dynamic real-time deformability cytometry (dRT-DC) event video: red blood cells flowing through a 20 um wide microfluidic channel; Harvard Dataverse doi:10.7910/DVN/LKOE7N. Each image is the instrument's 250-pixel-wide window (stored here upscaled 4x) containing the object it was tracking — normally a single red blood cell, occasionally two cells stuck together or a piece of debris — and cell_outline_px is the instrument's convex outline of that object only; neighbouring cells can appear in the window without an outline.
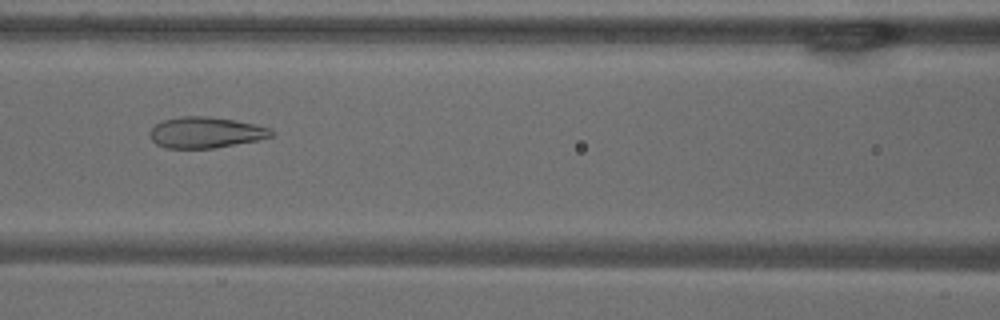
{"species": "common noctule bat (a hibernating species)", "species_latin": "Nyctalus noctula", "temperature_condition": "warm", "stored_images_in_passage": 53, "camera_frame_rate_fps": 3000, "um_per_image_px": 0.085, "animal": {"sex": "male", "body_mass_g": 18.8}, "frame": {"image": 1, "passage_image": 22, "time_ms": 7.0, "image_size_px": [1000, 320], "cell_outline_px": [[272, 136], [256, 140], [212, 148], [168, 148], [156, 144], [152, 140], [148, 132], [156, 124], [164, 120], [180, 116], [208, 116], [256, 124], [268, 128], [272, 132]], "centroid_in_image_um": [17.43, 11.25], "position_along_channel_um": 149.2, "area_um2": 21.62}}
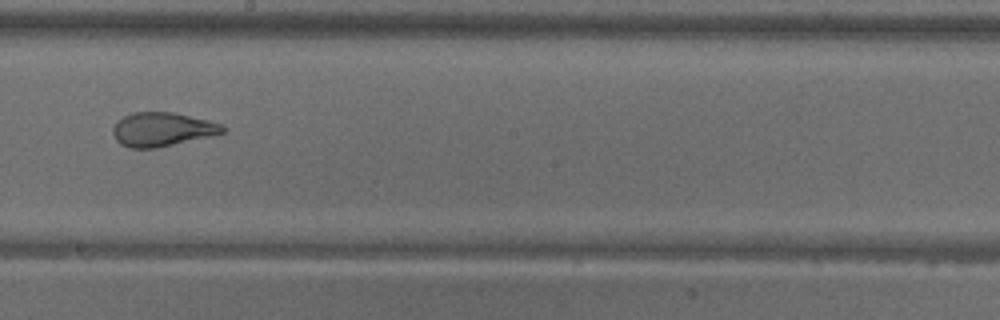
{"frame": {"image": 2, "passage_image": 29, "time_ms": 9.333, "image_size_px": [1000, 320], "cell_outline_px": [[228, 128], [224, 132], [208, 136], [156, 148], [128, 148], [120, 144], [116, 140], [112, 132], [112, 128], [116, 120], [132, 112], [172, 112], [208, 120], [220, 124]], "centroid_in_image_um": [13.73, 10.99], "position_along_channel_um": 234.5, "area_um2": 21.62}}
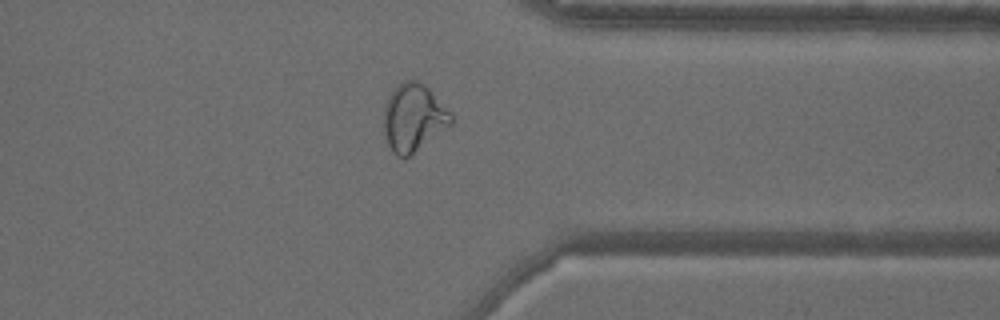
{"frame": {"image": 3, "passage_image": 41, "time_ms": 13.333, "image_size_px": [1000, 320], "cell_outline_px": [[452, 124], [408, 156], [396, 156], [392, 152], [384, 136], [384, 108], [388, 96], [404, 80], [416, 80], [424, 84], [452, 112]], "centroid_in_image_um": [35.14, 9.99], "position_along_channel_um": 376.3, "area_um2": 26.18}, "authors_computed_cell_mechanics": {"area_um2": 27.166, "velocity_mm_per_s": 3.6578, "shape_relaxation_time_tau1_ms": null, "shape_relaxation_time_tau2_ms": 1.2472, "deformation_change_tau1": null, "deformation_change_tau2": 0.0847}}